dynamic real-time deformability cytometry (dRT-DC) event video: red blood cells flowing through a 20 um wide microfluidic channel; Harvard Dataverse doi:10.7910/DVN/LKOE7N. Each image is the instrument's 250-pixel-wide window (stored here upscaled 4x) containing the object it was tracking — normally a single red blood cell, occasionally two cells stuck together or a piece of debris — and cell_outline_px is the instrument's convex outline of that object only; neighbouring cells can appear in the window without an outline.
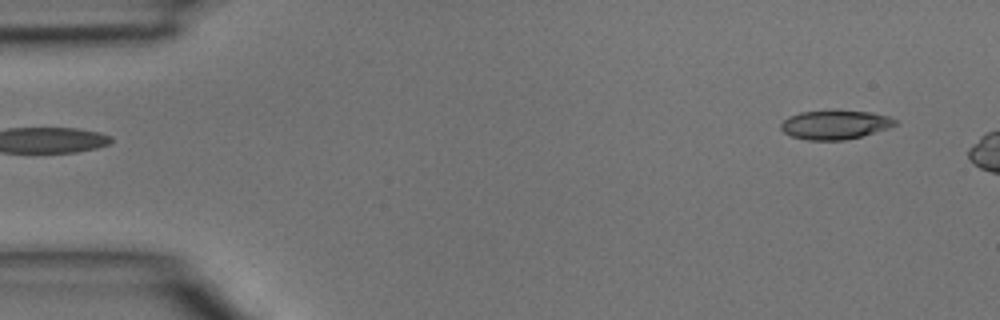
{"species": "common noctule bat (a hibernating species)", "species_latin": "Nyctalus noctula", "temperature_condition": "room temperature", "stored_images_in_passage": 4, "segment_of_instrument_passage": [2, 2], "camera_frame_rate_fps": 3000, "um_per_image_px": 0.085, "animal": {"sex": "male", "body_mass_g": 15.6}, "frame": {"image": 1, "passage_image": 4, "time_ms": 1.0, "image_size_px": [1000, 320], "cell_outline_px": [[900, 124], [888, 128], [860, 136], [844, 140], [808, 140], [792, 136], [784, 132], [780, 128], [780, 124], [788, 116], [800, 112], [872, 112], [888, 116], [896, 120]], "centroid_in_image_um": [70.98, 10.62], "position_along_channel_um": 14.0, "area_um2": 18.84}}